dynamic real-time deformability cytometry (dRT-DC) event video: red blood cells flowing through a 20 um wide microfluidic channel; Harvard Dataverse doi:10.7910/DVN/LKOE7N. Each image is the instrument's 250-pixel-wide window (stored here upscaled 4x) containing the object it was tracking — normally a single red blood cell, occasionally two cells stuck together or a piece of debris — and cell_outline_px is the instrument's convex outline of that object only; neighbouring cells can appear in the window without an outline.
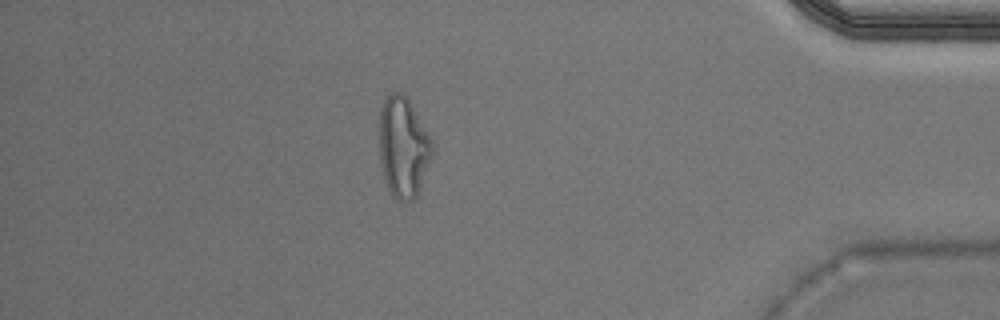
{"species": "Egyptian fruit bat (a non-hibernating species)", "species_latin": "Rousettus aegyptiacus", "temperature_condition": "warm", "stored_images_in_passage": 31, "camera_frame_rate_fps": 3000, "um_per_image_px": 0.085, "animal": {"sex": "male"}, "frame": {"image": 1, "passage_image": 27, "time_ms": 8.667, "image_size_px": [1000, 320], "cell_outline_px": [[432, 156], [416, 200], [404, 204], [396, 200], [388, 188], [380, 164], [380, 108], [384, 100], [392, 92], [400, 92], [408, 100], [432, 140]], "centroid_in_image_um": [34.28, 12.59], "position_along_channel_um": 400.9, "area_um2": 30.92}}